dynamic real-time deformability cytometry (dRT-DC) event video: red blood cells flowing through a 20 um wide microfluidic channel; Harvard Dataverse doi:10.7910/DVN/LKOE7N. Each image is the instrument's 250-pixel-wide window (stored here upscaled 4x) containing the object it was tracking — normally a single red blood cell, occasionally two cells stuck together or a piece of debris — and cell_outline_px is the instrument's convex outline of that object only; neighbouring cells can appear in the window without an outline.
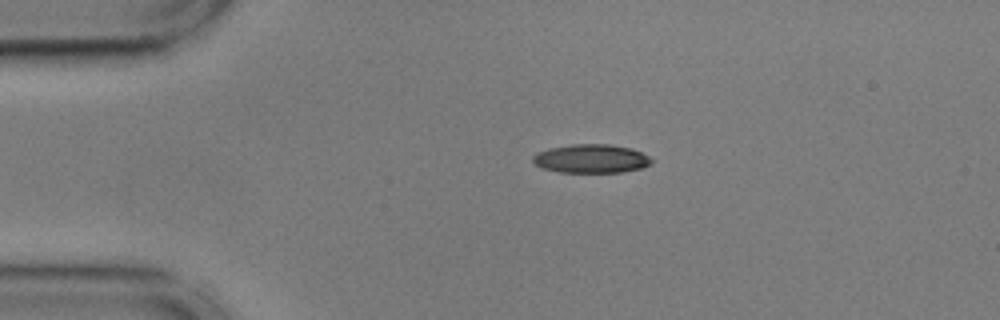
{"species": "common noctule bat (a hibernating species)", "species_latin": "Nyctalus noctula", "temperature_condition": "cold", "stored_images_in_passage": 38, "camera_frame_rate_fps": 3000, "um_per_image_px": 0.085, "animal": {"sex": "male", "body_mass_g": 17.9, "forearm_length_mm": 54.2}, "frame": {"image": 1, "passage_image": 1, "time_ms": 0.0, "image_size_px": [1000, 320], "cell_outline_px": [[652, 160], [648, 164], [640, 168], [620, 172], [560, 172], [544, 168], [536, 164], [532, 160], [532, 156], [536, 152], [552, 148], [572, 144], [608, 144], [632, 148], [648, 156]], "centroid_in_image_um": [50.22, 13.48], "position_along_channel_um": 34.8, "area_um2": 19.54}}
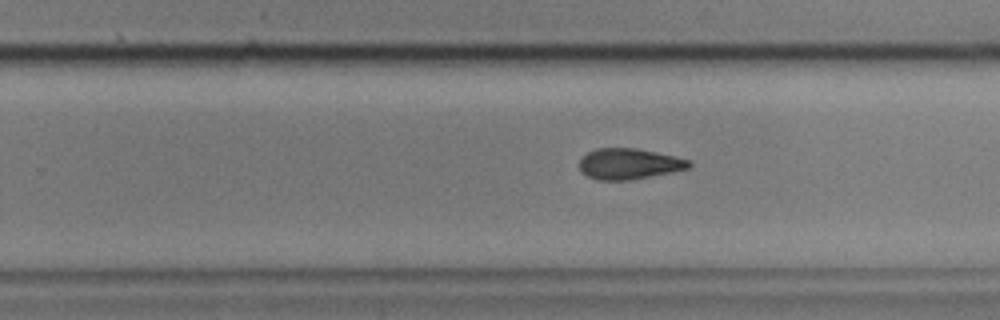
{"frame": {"image": 2, "passage_image": 24, "time_ms": 7.667, "image_size_px": [1000, 320], "cell_outline_px": [[692, 164], [688, 168], [672, 172], [632, 180], [600, 180], [588, 176], [580, 172], [580, 160], [588, 152], [596, 148], [636, 148], [656, 152], [692, 160]], "centroid_in_image_um": [53.49, 13.93], "position_along_channel_um": 276.3, "area_um2": 19.71}}
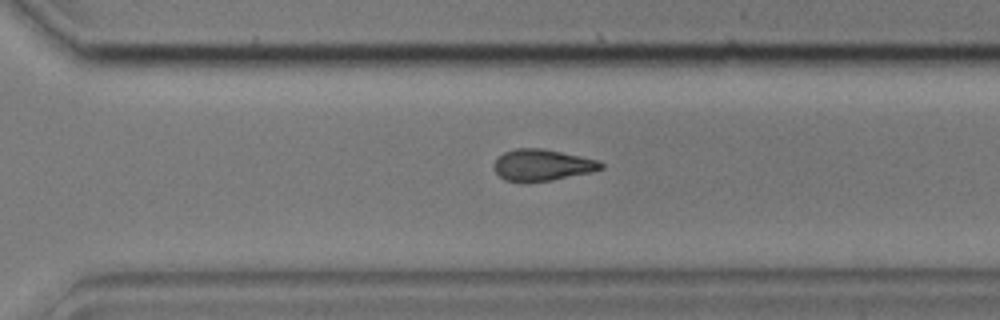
{"frame": {"image": 3, "passage_image": 28, "time_ms": 9.0, "image_size_px": [1000, 320], "cell_outline_px": [[604, 168], [592, 172], [552, 180], [528, 184], [504, 180], [496, 172], [492, 164], [504, 152], [516, 148], [540, 148], [600, 160], [604, 164]], "centroid_in_image_um": [46.08, 14.06], "position_along_channel_um": 324.5, "area_um2": 19.94}, "authors_computed_cell_mechanics": {"area_um2": 20.1722, "velocity_mm_per_s": 3.6218, "shape_relaxation_time_tau1_ms": 6.7093, "shape_relaxation_time_tau2_ms": 6.6646, "deformation_change_tau1": 0.1921, "deformation_change_tau2": 0.1586}}